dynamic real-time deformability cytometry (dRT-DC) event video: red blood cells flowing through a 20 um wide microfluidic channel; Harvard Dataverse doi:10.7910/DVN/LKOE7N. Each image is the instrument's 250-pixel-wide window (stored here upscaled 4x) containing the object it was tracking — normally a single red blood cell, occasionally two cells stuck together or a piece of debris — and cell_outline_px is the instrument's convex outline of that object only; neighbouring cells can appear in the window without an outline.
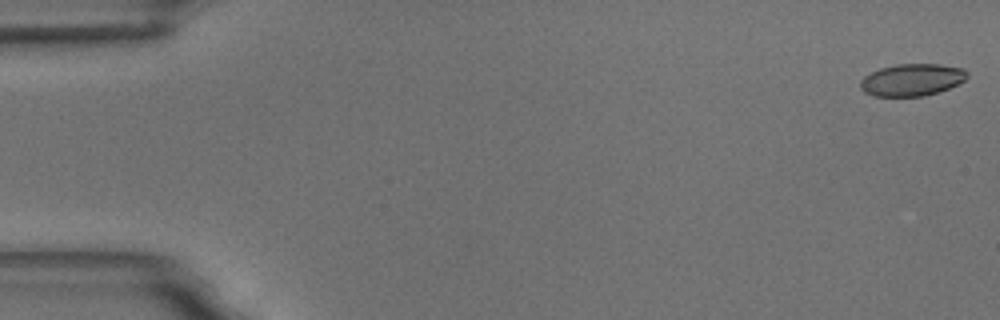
{"species": "common noctule bat (a hibernating species)", "species_latin": "Nyctalus noctula", "temperature_condition": "room temperature", "stored_images_in_passage": 57, "camera_frame_rate_fps": 3000, "um_per_image_px": 0.085, "animal": {"sex": "male", "body_mass_g": 18.8}, "frame": {"image": 1, "passage_image": 1, "time_ms": 0.0, "image_size_px": [1000, 320], "cell_outline_px": [[968, 76], [964, 80], [948, 88], [924, 96], [872, 96], [864, 92], [860, 88], [860, 80], [864, 76], [880, 68], [896, 64], [940, 64], [964, 68], [968, 72]], "centroid_in_image_um": [77.49, 6.78], "position_along_channel_um": 7.5, "area_um2": 20.0}}
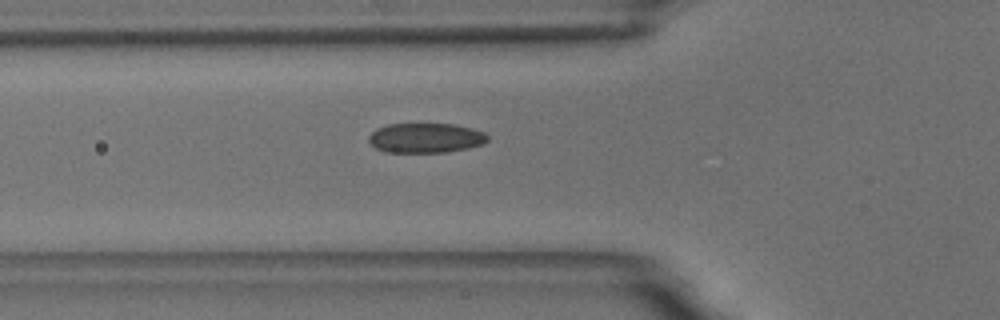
{"frame": {"image": 2, "passage_image": 20, "time_ms": 6.333, "image_size_px": [1000, 320], "cell_outline_px": [[488, 140], [484, 144], [468, 148], [448, 152], [384, 152], [376, 148], [368, 140], [368, 136], [376, 128], [388, 124], [456, 124], [472, 128], [484, 132], [488, 136]], "centroid_in_image_um": [36.19, 11.72], "position_along_channel_um": 89.6, "area_um2": 20.75}}
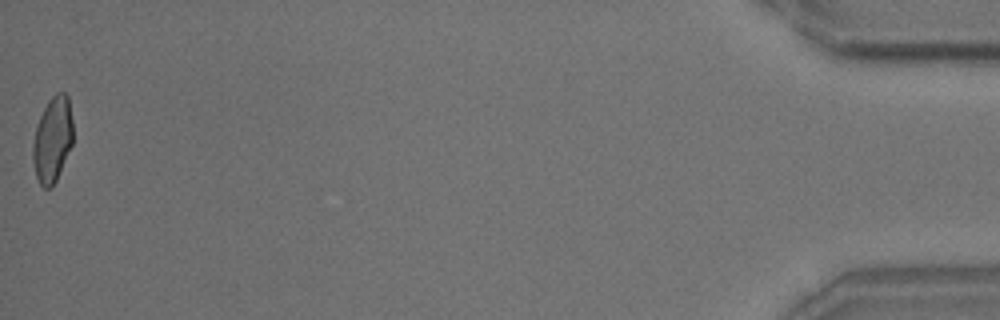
{"frame": {"image": 3, "passage_image": 57, "time_ms": 18.667, "image_size_px": [1000, 320], "cell_outline_px": [[72, 144], [56, 180], [52, 188], [44, 188], [40, 184], [36, 176], [32, 160], [32, 144], [36, 124], [48, 100], [56, 92], [64, 92], [68, 96], [72, 120]], "centroid_in_image_um": [4.44, 11.85], "position_along_channel_um": 430.8, "area_um2": 20.06}, "authors_computed_cell_mechanics": {"area_um2": 20.7502, "velocity_mm_per_s": 3.5415, "shape_relaxation_time_tau1_ms": 6.9946, "shape_relaxation_time_tau2_ms": 1.0288, "deformation_change_tau1": 0.1418, "deformation_change_tau2": 0.0632}}